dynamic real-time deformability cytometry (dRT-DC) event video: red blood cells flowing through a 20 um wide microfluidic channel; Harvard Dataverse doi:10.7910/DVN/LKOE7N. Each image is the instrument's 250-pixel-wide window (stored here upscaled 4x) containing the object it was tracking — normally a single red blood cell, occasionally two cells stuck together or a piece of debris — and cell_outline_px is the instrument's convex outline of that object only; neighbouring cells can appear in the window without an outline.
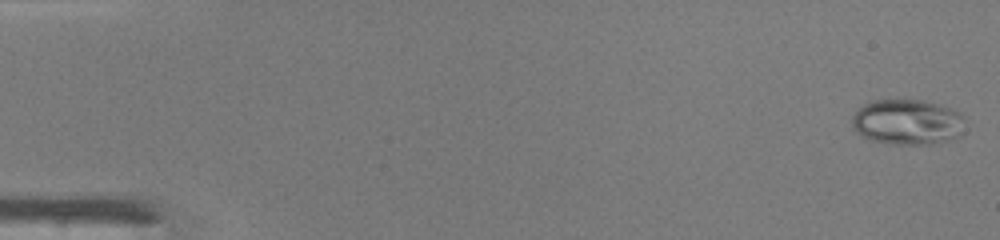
{"species": "common noctule bat (a hibernating species)", "species_latin": "Nyctalus noctula", "temperature_condition": "warm", "stored_images_in_passage": 47, "camera_frame_rate_fps": 3000, "um_per_image_px": 0.085, "animal": {"sex": "male", "body_mass_g": 19.0, "forearm_length_mm": 50.8}, "frame": {"image": 1, "passage_image": 1, "time_ms": 0.0, "image_size_px": [1000, 240], "cell_outline_px": [[964, 132], [960, 136], [948, 140], [932, 144], [892, 144], [872, 140], [860, 136], [852, 128], [852, 116], [856, 108], [872, 100], [924, 100], [940, 104], [960, 112], [964, 116]], "centroid_in_image_um": [77.13, 10.37], "position_along_channel_um": 7.9, "area_um2": 30.46}}
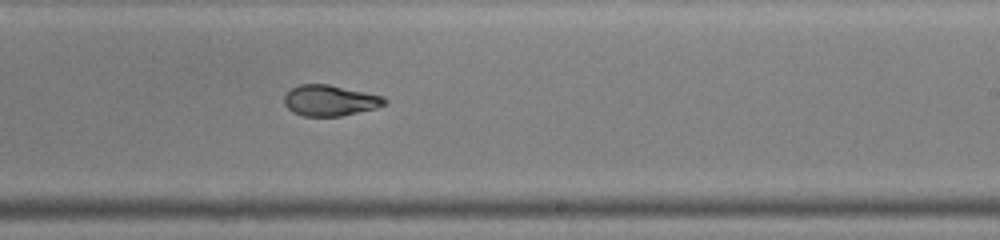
{"frame": {"image": 2, "passage_image": 29, "time_ms": 9.333, "image_size_px": [1000, 240], "cell_outline_px": [[388, 104], [376, 108], [340, 116], [304, 116], [292, 112], [284, 104], [284, 96], [292, 88], [300, 84], [328, 84], [384, 96], [388, 100]], "centroid_in_image_um": [28.07, 8.54], "position_along_channel_um": 260.9, "area_um2": 18.09}}
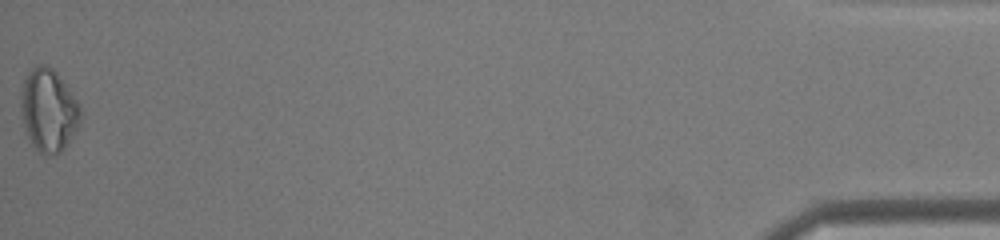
{"frame": {"image": 3, "passage_image": 47, "time_ms": 15.333, "image_size_px": [1000, 240], "cell_outline_px": [[80, 120], [68, 144], [64, 148], [56, 152], [44, 156], [32, 144], [24, 128], [20, 116], [20, 88], [28, 72], [36, 64], [44, 64], [52, 68], [56, 72], [68, 88], [76, 100], [80, 108]], "centroid_in_image_um": [4.07, 9.34], "position_along_channel_um": 431.1, "area_um2": 28.61}, "authors_computed_cell_mechanics": {"area_um2": 21.0392, "velocity_mm_per_s": 4.3607, "shape_relaxation_time_tau1_ms": null, "shape_relaxation_time_tau2_ms": 0.61, "deformation_change_tau1": null, "deformation_change_tau2": 0.0482}}